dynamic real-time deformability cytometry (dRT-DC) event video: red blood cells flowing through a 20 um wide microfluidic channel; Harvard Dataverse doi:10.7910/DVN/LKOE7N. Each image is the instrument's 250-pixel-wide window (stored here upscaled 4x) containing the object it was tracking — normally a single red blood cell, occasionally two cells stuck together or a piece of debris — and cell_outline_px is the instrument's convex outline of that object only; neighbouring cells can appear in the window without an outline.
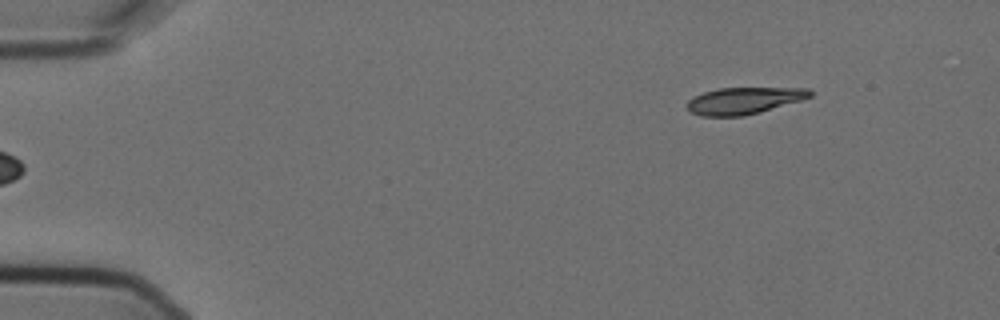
{"species": "Egyptian fruit bat (a non-hibernating species)", "species_latin": "Rousettus aegyptiacus", "temperature_condition": "cold", "stored_images_in_passage": 5, "segment_of_instrument_passage": [2, 2], "camera_frame_rate_fps": 3000, "um_per_image_px": 0.085, "animal": {"sex": "female"}, "frame": {"image": 1, "passage_image": 5, "time_ms": 1.333, "image_size_px": [1000, 320], "cell_outline_px": [[812, 96], [800, 100], [760, 112], [744, 116], [700, 116], [688, 112], [684, 104], [692, 96], [704, 92], [720, 88], [808, 88], [812, 92]], "centroid_in_image_um": [63.15, 8.56], "position_along_channel_um": 21.9, "area_um2": 19.31}}